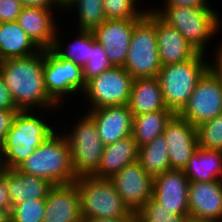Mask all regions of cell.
I'll list each match as a JSON object with an SVG mask.
<instances>
[{
	"mask_svg": "<svg viewBox=\"0 0 222 222\" xmlns=\"http://www.w3.org/2000/svg\"><path fill=\"white\" fill-rule=\"evenodd\" d=\"M43 71V49L30 56L4 61L0 75L19 111L34 110V106L44 109L54 107V110L58 107L47 94Z\"/></svg>",
	"mask_w": 222,
	"mask_h": 222,
	"instance_id": "cell-1",
	"label": "cell"
},
{
	"mask_svg": "<svg viewBox=\"0 0 222 222\" xmlns=\"http://www.w3.org/2000/svg\"><path fill=\"white\" fill-rule=\"evenodd\" d=\"M56 132L17 169L25 174L46 179L53 185L73 183L77 176L72 166L70 147L65 134Z\"/></svg>",
	"mask_w": 222,
	"mask_h": 222,
	"instance_id": "cell-2",
	"label": "cell"
},
{
	"mask_svg": "<svg viewBox=\"0 0 222 222\" xmlns=\"http://www.w3.org/2000/svg\"><path fill=\"white\" fill-rule=\"evenodd\" d=\"M32 110L18 111L1 145L4 168L15 169L56 130L33 115ZM32 114V115H31Z\"/></svg>",
	"mask_w": 222,
	"mask_h": 222,
	"instance_id": "cell-3",
	"label": "cell"
},
{
	"mask_svg": "<svg viewBox=\"0 0 222 222\" xmlns=\"http://www.w3.org/2000/svg\"><path fill=\"white\" fill-rule=\"evenodd\" d=\"M83 222L95 218L134 217L113 182L93 175L77 177Z\"/></svg>",
	"mask_w": 222,
	"mask_h": 222,
	"instance_id": "cell-4",
	"label": "cell"
},
{
	"mask_svg": "<svg viewBox=\"0 0 222 222\" xmlns=\"http://www.w3.org/2000/svg\"><path fill=\"white\" fill-rule=\"evenodd\" d=\"M208 70L209 63L204 59V53L182 63L162 66L157 78L166 107L178 114Z\"/></svg>",
	"mask_w": 222,
	"mask_h": 222,
	"instance_id": "cell-5",
	"label": "cell"
},
{
	"mask_svg": "<svg viewBox=\"0 0 222 222\" xmlns=\"http://www.w3.org/2000/svg\"><path fill=\"white\" fill-rule=\"evenodd\" d=\"M153 11L168 25L176 28L200 53H205L207 40L220 30L218 12L211 7L164 6Z\"/></svg>",
	"mask_w": 222,
	"mask_h": 222,
	"instance_id": "cell-6",
	"label": "cell"
},
{
	"mask_svg": "<svg viewBox=\"0 0 222 222\" xmlns=\"http://www.w3.org/2000/svg\"><path fill=\"white\" fill-rule=\"evenodd\" d=\"M157 46L155 12L147 10L134 26L123 66L133 79L158 76L162 65Z\"/></svg>",
	"mask_w": 222,
	"mask_h": 222,
	"instance_id": "cell-7",
	"label": "cell"
},
{
	"mask_svg": "<svg viewBox=\"0 0 222 222\" xmlns=\"http://www.w3.org/2000/svg\"><path fill=\"white\" fill-rule=\"evenodd\" d=\"M82 117L75 123L74 129L65 134L77 177L93 175L101 163L104 150L93 118L88 113Z\"/></svg>",
	"mask_w": 222,
	"mask_h": 222,
	"instance_id": "cell-8",
	"label": "cell"
},
{
	"mask_svg": "<svg viewBox=\"0 0 222 222\" xmlns=\"http://www.w3.org/2000/svg\"><path fill=\"white\" fill-rule=\"evenodd\" d=\"M132 82V76L124 67L113 66L89 80L82 94L91 101L92 109L126 105L130 100Z\"/></svg>",
	"mask_w": 222,
	"mask_h": 222,
	"instance_id": "cell-9",
	"label": "cell"
},
{
	"mask_svg": "<svg viewBox=\"0 0 222 222\" xmlns=\"http://www.w3.org/2000/svg\"><path fill=\"white\" fill-rule=\"evenodd\" d=\"M43 55L45 88L49 97L57 105H61L64 94L84 91L86 82L81 66L59 57L52 49H43Z\"/></svg>",
	"mask_w": 222,
	"mask_h": 222,
	"instance_id": "cell-10",
	"label": "cell"
},
{
	"mask_svg": "<svg viewBox=\"0 0 222 222\" xmlns=\"http://www.w3.org/2000/svg\"><path fill=\"white\" fill-rule=\"evenodd\" d=\"M221 113L222 86L208 70L198 81L187 104L178 114L197 127Z\"/></svg>",
	"mask_w": 222,
	"mask_h": 222,
	"instance_id": "cell-11",
	"label": "cell"
},
{
	"mask_svg": "<svg viewBox=\"0 0 222 222\" xmlns=\"http://www.w3.org/2000/svg\"><path fill=\"white\" fill-rule=\"evenodd\" d=\"M128 208L136 213L153 194L154 177L134 162L110 178Z\"/></svg>",
	"mask_w": 222,
	"mask_h": 222,
	"instance_id": "cell-12",
	"label": "cell"
},
{
	"mask_svg": "<svg viewBox=\"0 0 222 222\" xmlns=\"http://www.w3.org/2000/svg\"><path fill=\"white\" fill-rule=\"evenodd\" d=\"M162 135L167 143L170 168L183 170L199 147L197 127L175 113L167 122Z\"/></svg>",
	"mask_w": 222,
	"mask_h": 222,
	"instance_id": "cell-13",
	"label": "cell"
},
{
	"mask_svg": "<svg viewBox=\"0 0 222 222\" xmlns=\"http://www.w3.org/2000/svg\"><path fill=\"white\" fill-rule=\"evenodd\" d=\"M140 19H106L92 31L113 66L125 65L134 26Z\"/></svg>",
	"mask_w": 222,
	"mask_h": 222,
	"instance_id": "cell-14",
	"label": "cell"
},
{
	"mask_svg": "<svg viewBox=\"0 0 222 222\" xmlns=\"http://www.w3.org/2000/svg\"><path fill=\"white\" fill-rule=\"evenodd\" d=\"M189 179L183 170L170 169L154 177L152 198L170 214L189 215Z\"/></svg>",
	"mask_w": 222,
	"mask_h": 222,
	"instance_id": "cell-15",
	"label": "cell"
},
{
	"mask_svg": "<svg viewBox=\"0 0 222 222\" xmlns=\"http://www.w3.org/2000/svg\"><path fill=\"white\" fill-rule=\"evenodd\" d=\"M188 195L189 218L222 222V181L189 182Z\"/></svg>",
	"mask_w": 222,
	"mask_h": 222,
	"instance_id": "cell-16",
	"label": "cell"
},
{
	"mask_svg": "<svg viewBox=\"0 0 222 222\" xmlns=\"http://www.w3.org/2000/svg\"><path fill=\"white\" fill-rule=\"evenodd\" d=\"M88 114L104 146L132 135L133 114L128 104L91 109Z\"/></svg>",
	"mask_w": 222,
	"mask_h": 222,
	"instance_id": "cell-17",
	"label": "cell"
},
{
	"mask_svg": "<svg viewBox=\"0 0 222 222\" xmlns=\"http://www.w3.org/2000/svg\"><path fill=\"white\" fill-rule=\"evenodd\" d=\"M45 203L43 222H83L79 188L75 182L54 185Z\"/></svg>",
	"mask_w": 222,
	"mask_h": 222,
	"instance_id": "cell-18",
	"label": "cell"
},
{
	"mask_svg": "<svg viewBox=\"0 0 222 222\" xmlns=\"http://www.w3.org/2000/svg\"><path fill=\"white\" fill-rule=\"evenodd\" d=\"M157 48L162 66L182 63L195 58L200 52L174 27L155 13Z\"/></svg>",
	"mask_w": 222,
	"mask_h": 222,
	"instance_id": "cell-19",
	"label": "cell"
},
{
	"mask_svg": "<svg viewBox=\"0 0 222 222\" xmlns=\"http://www.w3.org/2000/svg\"><path fill=\"white\" fill-rule=\"evenodd\" d=\"M53 8L23 7L17 22L27 35L42 49H51L55 36L58 35L54 22ZM56 27V28H55Z\"/></svg>",
	"mask_w": 222,
	"mask_h": 222,
	"instance_id": "cell-20",
	"label": "cell"
},
{
	"mask_svg": "<svg viewBox=\"0 0 222 222\" xmlns=\"http://www.w3.org/2000/svg\"><path fill=\"white\" fill-rule=\"evenodd\" d=\"M4 178L7 182L11 208L25 200L46 199L50 189L54 186L46 179L25 174L17 168H5Z\"/></svg>",
	"mask_w": 222,
	"mask_h": 222,
	"instance_id": "cell-21",
	"label": "cell"
},
{
	"mask_svg": "<svg viewBox=\"0 0 222 222\" xmlns=\"http://www.w3.org/2000/svg\"><path fill=\"white\" fill-rule=\"evenodd\" d=\"M139 147L130 135L104 146L101 163L93 176L110 179L125 166L138 161Z\"/></svg>",
	"mask_w": 222,
	"mask_h": 222,
	"instance_id": "cell-22",
	"label": "cell"
},
{
	"mask_svg": "<svg viewBox=\"0 0 222 222\" xmlns=\"http://www.w3.org/2000/svg\"><path fill=\"white\" fill-rule=\"evenodd\" d=\"M133 116L168 109L157 77L133 79L128 103Z\"/></svg>",
	"mask_w": 222,
	"mask_h": 222,
	"instance_id": "cell-23",
	"label": "cell"
},
{
	"mask_svg": "<svg viewBox=\"0 0 222 222\" xmlns=\"http://www.w3.org/2000/svg\"><path fill=\"white\" fill-rule=\"evenodd\" d=\"M40 51L17 21L0 23V52L5 60L30 56Z\"/></svg>",
	"mask_w": 222,
	"mask_h": 222,
	"instance_id": "cell-24",
	"label": "cell"
},
{
	"mask_svg": "<svg viewBox=\"0 0 222 222\" xmlns=\"http://www.w3.org/2000/svg\"><path fill=\"white\" fill-rule=\"evenodd\" d=\"M183 171L189 182L222 181V152L198 147Z\"/></svg>",
	"mask_w": 222,
	"mask_h": 222,
	"instance_id": "cell-25",
	"label": "cell"
},
{
	"mask_svg": "<svg viewBox=\"0 0 222 222\" xmlns=\"http://www.w3.org/2000/svg\"><path fill=\"white\" fill-rule=\"evenodd\" d=\"M174 114L172 110L164 109L133 116L132 136L138 147L161 136L167 122Z\"/></svg>",
	"mask_w": 222,
	"mask_h": 222,
	"instance_id": "cell-26",
	"label": "cell"
},
{
	"mask_svg": "<svg viewBox=\"0 0 222 222\" xmlns=\"http://www.w3.org/2000/svg\"><path fill=\"white\" fill-rule=\"evenodd\" d=\"M138 162L153 177L171 169L167 143L163 135L139 147Z\"/></svg>",
	"mask_w": 222,
	"mask_h": 222,
	"instance_id": "cell-27",
	"label": "cell"
},
{
	"mask_svg": "<svg viewBox=\"0 0 222 222\" xmlns=\"http://www.w3.org/2000/svg\"><path fill=\"white\" fill-rule=\"evenodd\" d=\"M79 36L64 50L62 44L55 36L51 49L61 58L71 60L76 65L83 67L89 61L90 31L78 30ZM62 48V49H61Z\"/></svg>",
	"mask_w": 222,
	"mask_h": 222,
	"instance_id": "cell-28",
	"label": "cell"
},
{
	"mask_svg": "<svg viewBox=\"0 0 222 222\" xmlns=\"http://www.w3.org/2000/svg\"><path fill=\"white\" fill-rule=\"evenodd\" d=\"M77 8L79 30L93 31L105 20L103 0H75L70 8Z\"/></svg>",
	"mask_w": 222,
	"mask_h": 222,
	"instance_id": "cell-29",
	"label": "cell"
},
{
	"mask_svg": "<svg viewBox=\"0 0 222 222\" xmlns=\"http://www.w3.org/2000/svg\"><path fill=\"white\" fill-rule=\"evenodd\" d=\"M112 67L103 46L95 40L94 34L90 31L89 61L82 67L85 82L87 83Z\"/></svg>",
	"mask_w": 222,
	"mask_h": 222,
	"instance_id": "cell-30",
	"label": "cell"
},
{
	"mask_svg": "<svg viewBox=\"0 0 222 222\" xmlns=\"http://www.w3.org/2000/svg\"><path fill=\"white\" fill-rule=\"evenodd\" d=\"M199 147L222 152V113L197 126Z\"/></svg>",
	"mask_w": 222,
	"mask_h": 222,
	"instance_id": "cell-31",
	"label": "cell"
},
{
	"mask_svg": "<svg viewBox=\"0 0 222 222\" xmlns=\"http://www.w3.org/2000/svg\"><path fill=\"white\" fill-rule=\"evenodd\" d=\"M46 210L45 199L25 200L11 208V222H43Z\"/></svg>",
	"mask_w": 222,
	"mask_h": 222,
	"instance_id": "cell-32",
	"label": "cell"
},
{
	"mask_svg": "<svg viewBox=\"0 0 222 222\" xmlns=\"http://www.w3.org/2000/svg\"><path fill=\"white\" fill-rule=\"evenodd\" d=\"M141 222H187L189 215L170 214L153 198H150L136 213Z\"/></svg>",
	"mask_w": 222,
	"mask_h": 222,
	"instance_id": "cell-33",
	"label": "cell"
},
{
	"mask_svg": "<svg viewBox=\"0 0 222 222\" xmlns=\"http://www.w3.org/2000/svg\"><path fill=\"white\" fill-rule=\"evenodd\" d=\"M135 2L136 0H103L106 19L142 18L146 11L137 10Z\"/></svg>",
	"mask_w": 222,
	"mask_h": 222,
	"instance_id": "cell-34",
	"label": "cell"
},
{
	"mask_svg": "<svg viewBox=\"0 0 222 222\" xmlns=\"http://www.w3.org/2000/svg\"><path fill=\"white\" fill-rule=\"evenodd\" d=\"M22 8L20 0H0V23L17 21Z\"/></svg>",
	"mask_w": 222,
	"mask_h": 222,
	"instance_id": "cell-35",
	"label": "cell"
},
{
	"mask_svg": "<svg viewBox=\"0 0 222 222\" xmlns=\"http://www.w3.org/2000/svg\"><path fill=\"white\" fill-rule=\"evenodd\" d=\"M19 110H0V147L3 144L7 132L9 131L14 116Z\"/></svg>",
	"mask_w": 222,
	"mask_h": 222,
	"instance_id": "cell-36",
	"label": "cell"
},
{
	"mask_svg": "<svg viewBox=\"0 0 222 222\" xmlns=\"http://www.w3.org/2000/svg\"><path fill=\"white\" fill-rule=\"evenodd\" d=\"M0 110H18L11 97L10 91L0 75Z\"/></svg>",
	"mask_w": 222,
	"mask_h": 222,
	"instance_id": "cell-37",
	"label": "cell"
},
{
	"mask_svg": "<svg viewBox=\"0 0 222 222\" xmlns=\"http://www.w3.org/2000/svg\"><path fill=\"white\" fill-rule=\"evenodd\" d=\"M164 6H179V7H211L207 0H164Z\"/></svg>",
	"mask_w": 222,
	"mask_h": 222,
	"instance_id": "cell-38",
	"label": "cell"
},
{
	"mask_svg": "<svg viewBox=\"0 0 222 222\" xmlns=\"http://www.w3.org/2000/svg\"><path fill=\"white\" fill-rule=\"evenodd\" d=\"M0 208L11 211L10 196L7 189V182L4 178V171L0 174Z\"/></svg>",
	"mask_w": 222,
	"mask_h": 222,
	"instance_id": "cell-39",
	"label": "cell"
},
{
	"mask_svg": "<svg viewBox=\"0 0 222 222\" xmlns=\"http://www.w3.org/2000/svg\"><path fill=\"white\" fill-rule=\"evenodd\" d=\"M218 51V52H217ZM215 63L209 64V70L219 80L222 86V45L216 50ZM214 64V65H213Z\"/></svg>",
	"mask_w": 222,
	"mask_h": 222,
	"instance_id": "cell-40",
	"label": "cell"
},
{
	"mask_svg": "<svg viewBox=\"0 0 222 222\" xmlns=\"http://www.w3.org/2000/svg\"><path fill=\"white\" fill-rule=\"evenodd\" d=\"M23 7H46L53 8L57 6L54 3V0H20Z\"/></svg>",
	"mask_w": 222,
	"mask_h": 222,
	"instance_id": "cell-41",
	"label": "cell"
},
{
	"mask_svg": "<svg viewBox=\"0 0 222 222\" xmlns=\"http://www.w3.org/2000/svg\"><path fill=\"white\" fill-rule=\"evenodd\" d=\"M133 217L95 218L85 222H129Z\"/></svg>",
	"mask_w": 222,
	"mask_h": 222,
	"instance_id": "cell-42",
	"label": "cell"
},
{
	"mask_svg": "<svg viewBox=\"0 0 222 222\" xmlns=\"http://www.w3.org/2000/svg\"><path fill=\"white\" fill-rule=\"evenodd\" d=\"M75 0H54L55 5L60 8H68Z\"/></svg>",
	"mask_w": 222,
	"mask_h": 222,
	"instance_id": "cell-43",
	"label": "cell"
},
{
	"mask_svg": "<svg viewBox=\"0 0 222 222\" xmlns=\"http://www.w3.org/2000/svg\"><path fill=\"white\" fill-rule=\"evenodd\" d=\"M10 212L7 209L0 208V222H9Z\"/></svg>",
	"mask_w": 222,
	"mask_h": 222,
	"instance_id": "cell-44",
	"label": "cell"
},
{
	"mask_svg": "<svg viewBox=\"0 0 222 222\" xmlns=\"http://www.w3.org/2000/svg\"><path fill=\"white\" fill-rule=\"evenodd\" d=\"M4 165H3V156H2V151L0 147V174L4 171Z\"/></svg>",
	"mask_w": 222,
	"mask_h": 222,
	"instance_id": "cell-45",
	"label": "cell"
},
{
	"mask_svg": "<svg viewBox=\"0 0 222 222\" xmlns=\"http://www.w3.org/2000/svg\"><path fill=\"white\" fill-rule=\"evenodd\" d=\"M187 222H219V221H206V220H196L188 218Z\"/></svg>",
	"mask_w": 222,
	"mask_h": 222,
	"instance_id": "cell-46",
	"label": "cell"
},
{
	"mask_svg": "<svg viewBox=\"0 0 222 222\" xmlns=\"http://www.w3.org/2000/svg\"><path fill=\"white\" fill-rule=\"evenodd\" d=\"M5 59L2 57L1 52H0V69L2 68L4 64Z\"/></svg>",
	"mask_w": 222,
	"mask_h": 222,
	"instance_id": "cell-47",
	"label": "cell"
},
{
	"mask_svg": "<svg viewBox=\"0 0 222 222\" xmlns=\"http://www.w3.org/2000/svg\"><path fill=\"white\" fill-rule=\"evenodd\" d=\"M129 222H141L136 216H134Z\"/></svg>",
	"mask_w": 222,
	"mask_h": 222,
	"instance_id": "cell-48",
	"label": "cell"
}]
</instances>
